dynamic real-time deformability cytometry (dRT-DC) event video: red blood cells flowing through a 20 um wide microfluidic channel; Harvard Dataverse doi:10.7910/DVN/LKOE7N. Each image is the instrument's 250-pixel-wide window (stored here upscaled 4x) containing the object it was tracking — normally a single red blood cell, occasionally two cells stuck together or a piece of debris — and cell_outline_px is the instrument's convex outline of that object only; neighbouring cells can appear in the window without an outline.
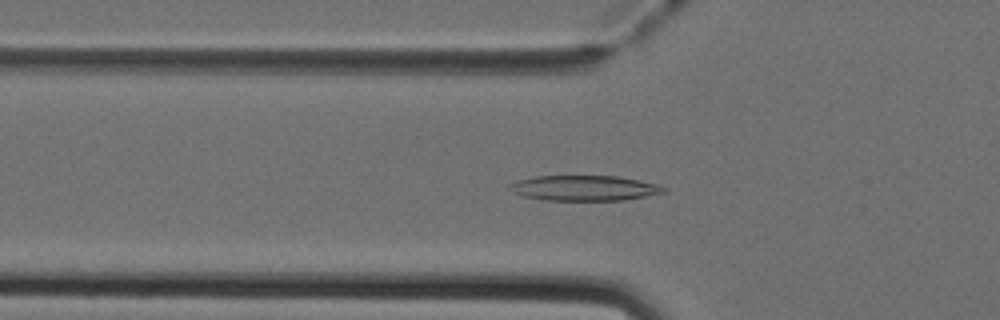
{"species": "Egyptian fruit bat (a non-hibernating species)", "species_latin": "Rousettus aegyptiacus", "temperature_condition": "cold", "stored_images_in_passage": 30, "camera_frame_rate_fps": 3000, "um_per_image_px": 0.085, "animal": {"sex": "female"}, "frame": {"image": 1, "passage_image": 8, "time_ms": 2.333, "image_size_px": [1000, 320], "cell_outline_px": [[644, 184], [632, 196], [604, 200], [572, 200], [552, 176], [600, 176], [628, 180]], "centroid_in_image_um": [50.74, 15.93], "position_along_channel_um": 75.1, "area_um2": 11.85}}
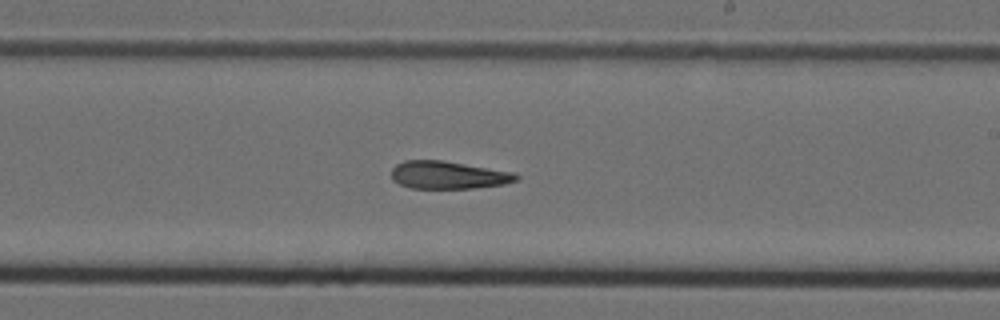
{"frame": {"image": 2, "passage_image": 21, "time_ms": 6.667, "image_size_px": [1000, 320], "cell_outline_px": [[512, 180], [492, 184], [460, 188], [424, 188], [408, 184], [396, 168], [404, 164], [420, 160], [428, 160], [476, 168], [496, 172], [512, 176]], "centroid_in_image_um": [38.06, 14.9], "position_along_channel_um": 250.9, "area_um2": 15.84}}
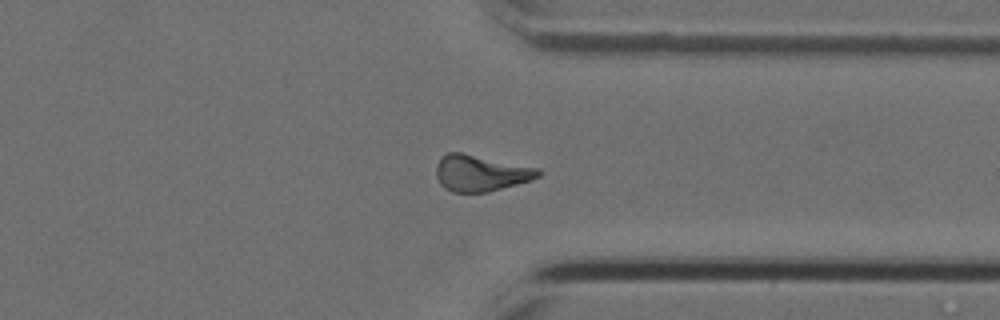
{"frame": {"image": 3, "passage_image": 30, "time_ms": 9.667, "image_size_px": [1000, 320], "cell_outline_px": [[536, 172], [532, 176], [524, 180], [476, 192], [464, 192], [448, 156], [468, 156]], "centroid_in_image_um": [41.27, 14.76], "position_along_channel_um": 370.1, "area_um2": 13.47}}